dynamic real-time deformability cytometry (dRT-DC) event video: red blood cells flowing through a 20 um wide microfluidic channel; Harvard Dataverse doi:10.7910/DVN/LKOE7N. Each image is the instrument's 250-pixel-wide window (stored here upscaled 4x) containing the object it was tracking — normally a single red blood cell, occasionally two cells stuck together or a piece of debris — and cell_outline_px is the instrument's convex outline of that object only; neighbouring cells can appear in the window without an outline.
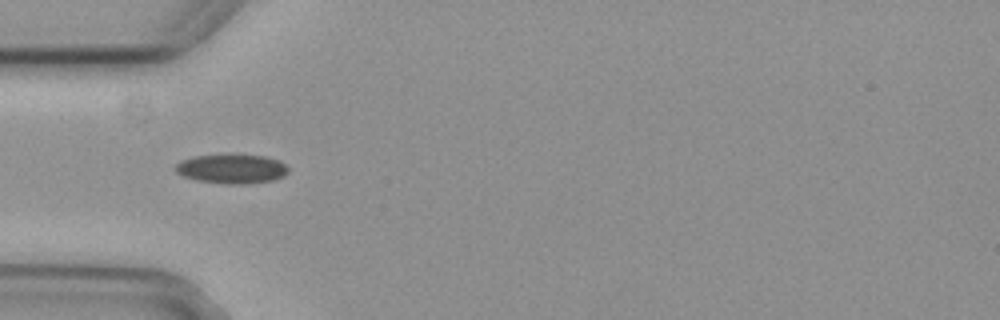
{"species": "common noctule bat (a hibernating species)", "species_latin": "Nyctalus noctula", "temperature_condition": "cold", "stored_images_in_passage": 6, "camera_frame_rate_fps": 3000, "um_per_image_px": 0.085, "animal": {"sex": "female", "body_mass_g": 29.2, "forearm_length_mm": 56.3}, "frame": {"image": 1, "passage_image": 5, "time_ms": 1.333, "image_size_px": [1000, 320], "cell_outline_px": [[288, 172], [284, 176], [272, 180], [244, 184], [228, 184], [196, 180], [184, 176], [176, 172], [176, 164], [180, 160], [192, 156], [264, 156], [280, 160], [288, 168]], "centroid_in_image_um": [19.7, 14.37], "position_along_channel_um": 65.3, "area_um2": 18.84}}
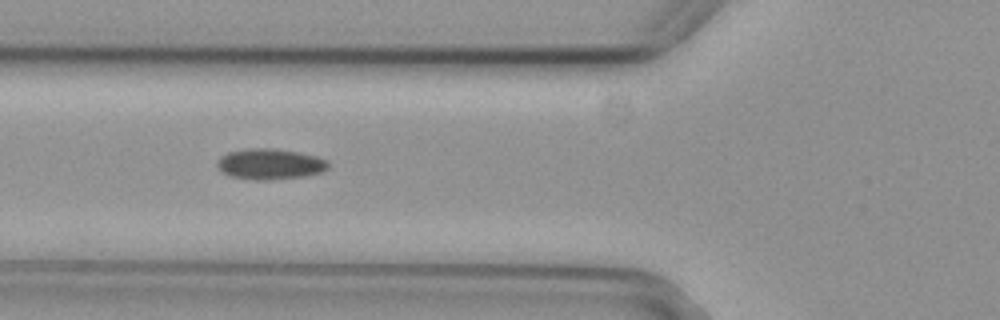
{"frame": {"image": 2, "passage_image": 6, "time_ms": 1.667, "image_size_px": [1000, 320], "cell_outline_px": [[328, 168], [320, 172], [304, 176], [268, 180], [256, 180], [232, 176], [224, 172], [216, 164], [220, 156], [228, 152], [248, 148], [272, 148], [300, 152], [316, 156], [328, 160]], "centroid_in_image_um": [22.96, 13.93], "position_along_channel_um": 102.8, "area_um2": 19.77}}